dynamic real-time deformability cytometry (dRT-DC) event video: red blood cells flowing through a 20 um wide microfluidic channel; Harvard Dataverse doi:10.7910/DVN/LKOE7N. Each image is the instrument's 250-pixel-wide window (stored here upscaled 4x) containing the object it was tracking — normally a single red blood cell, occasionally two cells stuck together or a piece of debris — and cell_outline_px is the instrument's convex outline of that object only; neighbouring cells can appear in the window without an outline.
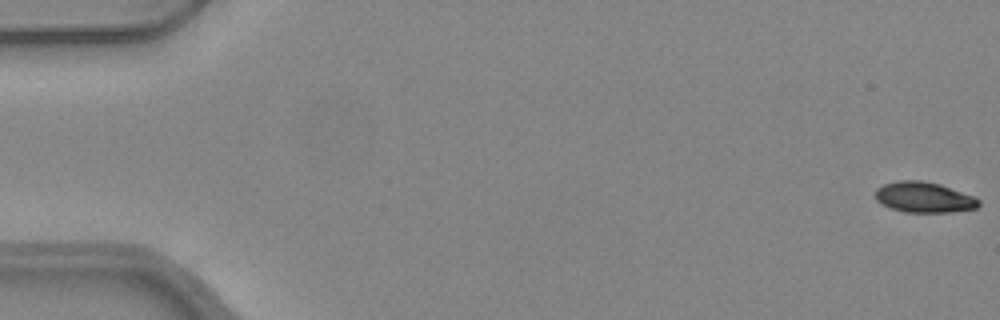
{"species": "common noctule bat (a hibernating species)", "species_latin": "Nyctalus noctula", "temperature_condition": "warm", "stored_images_in_passage": 53, "camera_frame_rate_fps": 3000, "um_per_image_px": 0.085, "animal": {"sex": "female", "body_mass_g": 24.6, "forearm_length_mm": 56.2}, "frame": {"image": 1, "passage_image": 1, "time_ms": 0.0, "image_size_px": [1000, 320], "cell_outline_px": [[980, 204], [976, 208], [952, 212], [904, 212], [888, 208], [880, 204], [876, 200], [876, 188], [884, 184], [896, 180], [920, 180], [940, 184], [972, 196], [980, 200]], "centroid_in_image_um": [78.49, 16.77], "position_along_channel_um": 6.5, "area_um2": 18.5}}
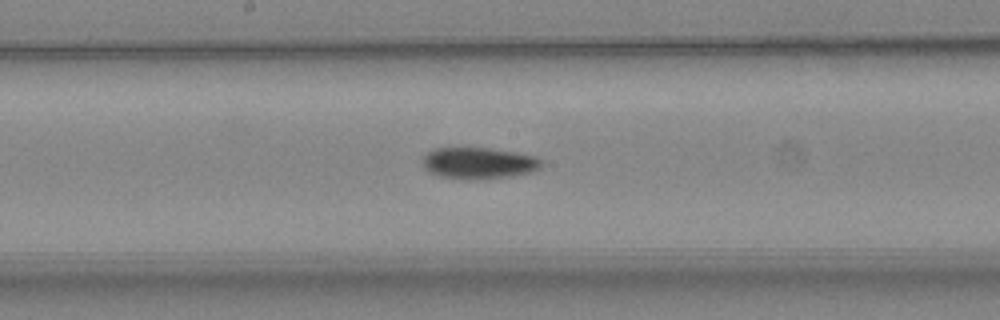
{"frame": {"image": 2, "passage_image": 28, "time_ms": 9.0, "image_size_px": [1000, 320], "cell_outline_px": [[540, 168], [532, 172], [512, 176], [484, 180], [464, 180], [440, 176], [428, 172], [424, 168], [420, 160], [428, 152], [436, 148], [488, 148], [516, 152], [536, 156], [540, 160]], "centroid_in_image_um": [40.66, 13.88], "position_along_channel_um": 207.5, "area_um2": 22.14}}
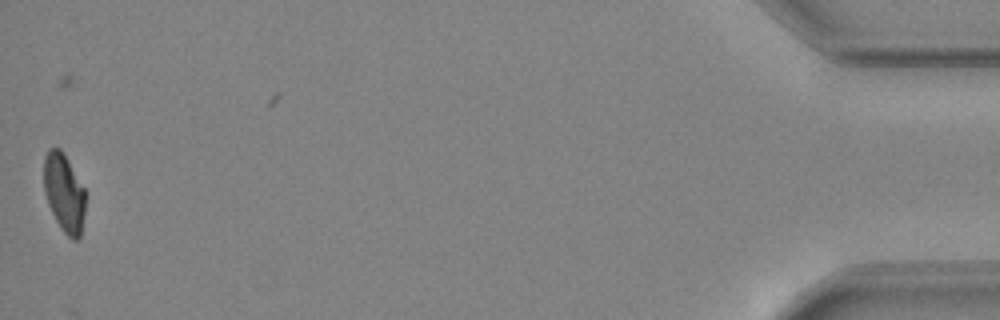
{"frame": {"image": 3, "passage_image": 52, "time_ms": 17.0, "image_size_px": [1000, 320], "cell_outline_px": [[84, 216], [80, 236], [76, 240], [72, 240], [60, 228], [48, 204], [44, 192], [44, 156], [48, 148], [60, 148], [68, 160], [84, 188]], "centroid_in_image_um": [5.43, 16.38], "position_along_channel_um": 429.8, "area_um2": 18.84}, "authors_computed_cell_mechanics": {"area_um2": 20.6346, "velocity_mm_per_s": 4.0118, "shape_relaxation_time_tau1_ms": 5.1847, "shape_relaxation_time_tau2_ms": null, "deformation_change_tau1": 0.1412, "deformation_change_tau2": null}}